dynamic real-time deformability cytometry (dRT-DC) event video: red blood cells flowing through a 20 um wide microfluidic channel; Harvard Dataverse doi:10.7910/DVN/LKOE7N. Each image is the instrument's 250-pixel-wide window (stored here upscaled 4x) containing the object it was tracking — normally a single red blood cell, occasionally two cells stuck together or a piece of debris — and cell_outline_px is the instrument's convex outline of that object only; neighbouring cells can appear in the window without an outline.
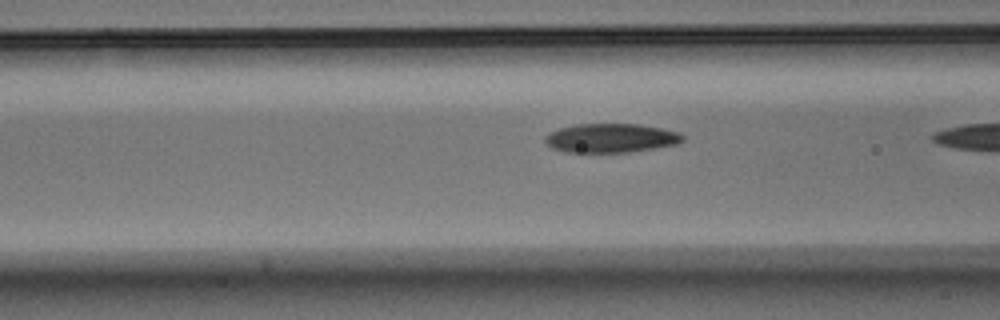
{"species": "Egyptian fruit bat (a non-hibernating species)", "species_latin": "Rousettus aegyptiacus", "temperature_condition": "warm", "stored_images_in_passage": 18, "camera_frame_rate_fps": 3000, "um_per_image_px": 0.085, "animal": {"sex": "male"}, "frame": {"image": 1, "passage_image": 17, "time_ms": 5.333, "image_size_px": [1000, 320], "cell_outline_px": [[684, 140], [680, 144], [628, 152], [564, 152], [552, 148], [544, 140], [544, 136], [548, 132], [560, 128], [576, 124], [640, 124], [680, 132], [684, 136]], "centroid_in_image_um": [51.94, 11.73], "position_along_channel_um": 114.7, "area_um2": 23.41}}